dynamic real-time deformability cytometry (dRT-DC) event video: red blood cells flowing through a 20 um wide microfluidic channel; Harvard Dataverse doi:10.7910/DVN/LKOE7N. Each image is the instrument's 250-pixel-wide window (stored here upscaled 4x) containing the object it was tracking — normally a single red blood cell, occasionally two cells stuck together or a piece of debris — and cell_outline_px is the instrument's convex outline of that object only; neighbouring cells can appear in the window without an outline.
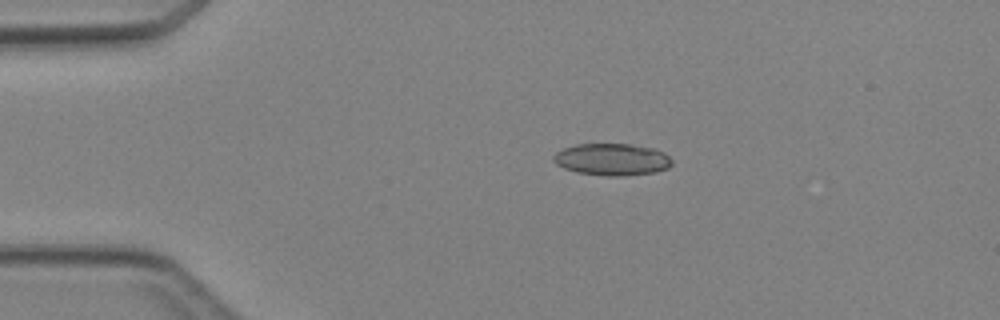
{"species": "Egyptian fruit bat (a non-hibernating species)", "species_latin": "Rousettus aegyptiacus", "temperature_condition": "cold", "stored_images_in_passage": 2, "camera_frame_rate_fps": 3000, "um_per_image_px": 0.085, "animal": {"sex": "female"}, "frame": {"image": 1, "passage_image": 1, "time_ms": 0.0, "image_size_px": [1000, 320], "cell_outline_px": [[672, 164], [668, 168], [656, 172], [624, 176], [608, 176], [576, 172], [564, 168], [556, 164], [552, 160], [552, 156], [556, 152], [564, 148], [576, 144], [632, 144], [652, 148], [664, 152], [672, 160]], "centroid_in_image_um": [52.01, 13.55], "position_along_channel_um": 33.0, "area_um2": 22.2}}